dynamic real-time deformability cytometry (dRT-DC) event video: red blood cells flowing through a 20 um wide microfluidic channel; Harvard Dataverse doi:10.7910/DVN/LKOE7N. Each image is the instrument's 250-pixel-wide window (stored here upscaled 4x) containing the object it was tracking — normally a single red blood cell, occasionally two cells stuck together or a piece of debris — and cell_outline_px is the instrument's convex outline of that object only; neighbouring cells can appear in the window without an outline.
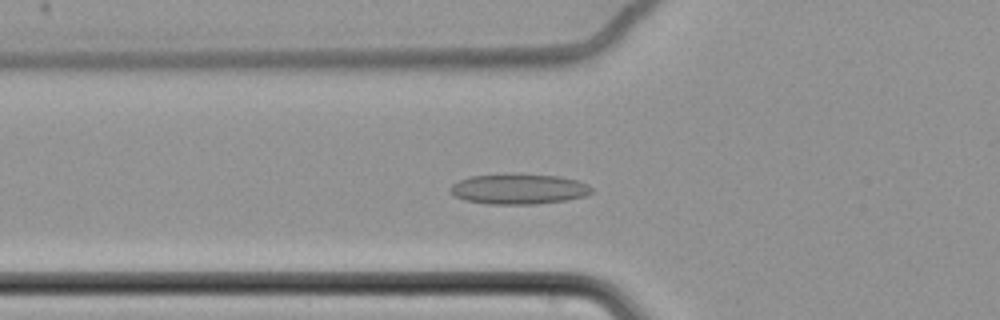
{"species": "common noctule bat (a hibernating species)", "species_latin": "Nyctalus noctula", "temperature_condition": "cold", "stored_images_in_passage": 54, "camera_frame_rate_fps": 3000, "um_per_image_px": 0.085, "animal": {"sex": "female", "body_mass_g": 22.7, "forearm_length_mm": 54.2}, "frame": {"image": 1, "passage_image": 16, "time_ms": 5.0, "image_size_px": [1000, 320], "cell_outline_px": [[592, 192], [588, 196], [568, 200], [532, 204], [488, 204], [464, 200], [456, 196], [448, 188], [452, 184], [460, 180], [472, 176], [560, 176], [576, 180], [588, 184], [592, 188]], "centroid_in_image_um": [44.14, 16.11], "position_along_channel_um": 81.7, "area_um2": 24.22}}
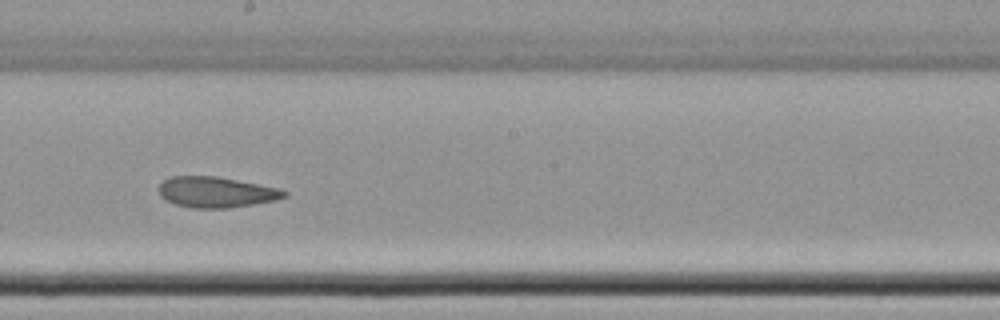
{"frame": {"image": 2, "passage_image": 29, "time_ms": 9.333, "image_size_px": [1000, 320], "cell_outline_px": [[288, 196], [276, 200], [228, 208], [192, 208], [176, 204], [160, 196], [160, 184], [164, 180], [172, 176], [216, 176], [280, 188], [288, 192]], "centroid_in_image_um": [18.41, 16.33], "position_along_channel_um": 229.8, "area_um2": 22.31}}
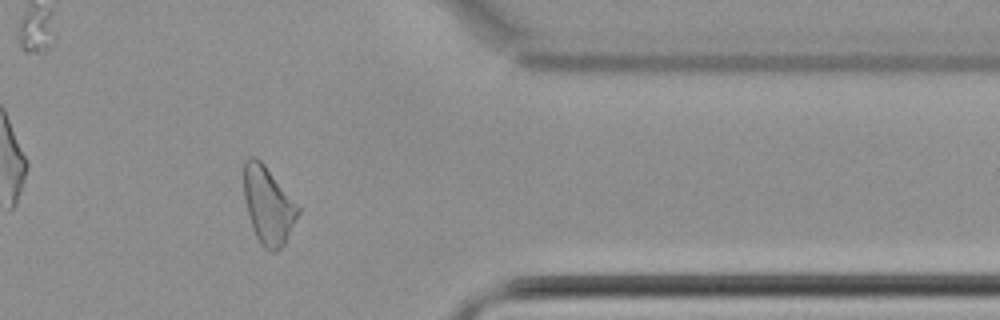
{"frame": {"image": 3, "passage_image": 44, "time_ms": 14.333, "image_size_px": [1000, 320], "cell_outline_px": [[300, 212], [284, 244], [276, 252], [272, 252], [264, 248], [260, 244], [252, 228], [244, 196], [244, 160], [248, 156], [256, 156], [264, 164], [300, 208]], "centroid_in_image_um": [22.78, 17.45], "position_along_channel_um": 388.6, "area_um2": 24.22}, "authors_computed_cell_mechanics": {"area_um2": 24.2182, "velocity_mm_per_s": 3.4433, "shape_relaxation_time_tau1_ms": null, "shape_relaxation_time_tau2_ms": 4.0186, "deformation_change_tau1": null, "deformation_change_tau2": 0.1011}}